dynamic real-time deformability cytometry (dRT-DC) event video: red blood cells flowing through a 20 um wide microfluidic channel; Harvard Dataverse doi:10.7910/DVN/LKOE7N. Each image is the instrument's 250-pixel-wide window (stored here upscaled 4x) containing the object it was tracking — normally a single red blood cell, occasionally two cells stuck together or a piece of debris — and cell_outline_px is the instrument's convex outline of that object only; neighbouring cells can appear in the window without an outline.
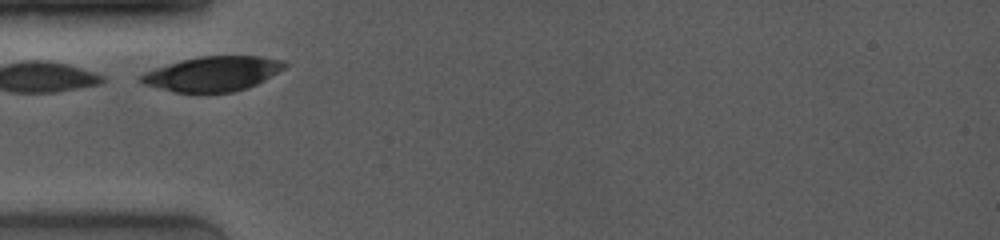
{"species": "common noctule bat (a hibernating species)", "species_latin": "Nyctalus noctula", "temperature_condition": "room temperature", "stored_images_in_passage": 2, "camera_frame_rate_fps": 4000, "um_per_image_px": 0.085, "animal": {"sex": "female", "body_mass_g": 19.0, "forearm_length_mm": 53.3}, "frame": {"image": 1, "passage_image": 1, "time_ms": 0.0, "image_size_px": [1000, 240], "cell_outline_px": [[288, 64], [284, 68], [264, 80], [248, 88], [232, 92], [176, 92], [144, 84], [140, 80], [140, 76], [144, 72], [180, 60], [200, 56], [260, 56], [284, 60]], "centroid_in_image_um": [18.11, 6.26], "position_along_channel_um": 66.9, "area_um2": 28.84}}